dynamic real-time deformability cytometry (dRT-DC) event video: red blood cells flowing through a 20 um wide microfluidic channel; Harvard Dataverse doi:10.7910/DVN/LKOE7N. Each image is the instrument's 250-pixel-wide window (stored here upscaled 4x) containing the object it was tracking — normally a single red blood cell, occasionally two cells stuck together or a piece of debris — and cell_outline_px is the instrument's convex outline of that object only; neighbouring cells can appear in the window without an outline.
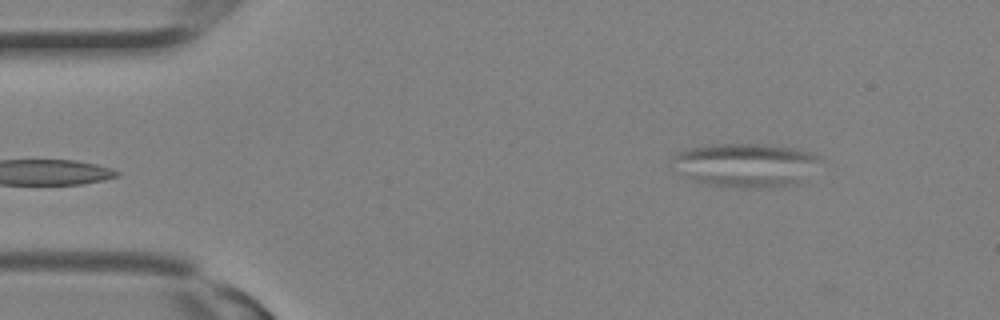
{"species": "Egyptian fruit bat (a non-hibernating species)", "species_latin": "Rousettus aegyptiacus", "temperature_condition": "room temperature", "stored_images_in_passage": 28, "camera_frame_rate_fps": 3000, "um_per_image_px": 0.085, "animal": {"sex": "female"}, "frame": {"image": 1, "passage_image": 1, "time_ms": 0.0, "image_size_px": [1000, 320], "cell_outline_px": [[820, 156], [800, 184], [776, 188], [724, 188], [704, 184], [692, 180], [684, 176], [668, 164], [668, 160], [676, 152], [688, 148], [716, 144], [768, 144], [792, 148], [808, 152]], "centroid_in_image_um": [63.24, 14.06], "position_along_channel_um": 21.8, "area_um2": 38.38}}
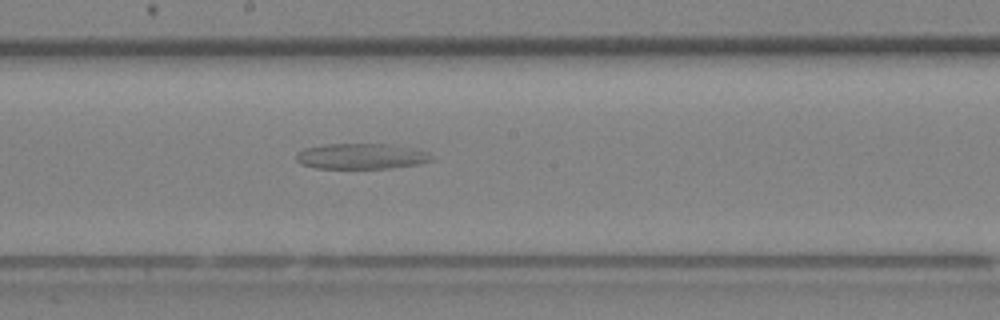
{"frame": {"image": 2, "passage_image": 14, "time_ms": 4.333, "image_size_px": [1000, 320], "cell_outline_px": [[436, 160], [420, 164], [392, 168], [316, 168], [300, 164], [296, 160], [296, 152], [304, 148], [324, 144], [388, 144], [416, 148], [428, 152]], "centroid_in_image_um": [30.74, 13.28], "position_along_channel_um": 217.5, "area_um2": 20.52}}
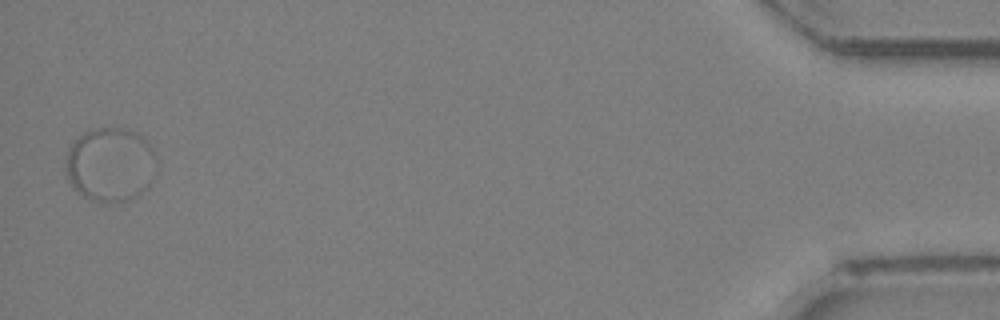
{"frame": {"image": 3, "passage_image": 28, "time_ms": 9.0, "image_size_px": [1000, 320], "cell_outline_px": [[156, 160], [148, 184], [136, 196], [124, 200], [92, 200], [80, 196], [72, 188], [64, 172], [64, 164], [68, 152], [72, 144], [84, 132], [92, 128], [124, 128], [136, 132], [144, 136], [156, 152]], "centroid_in_image_um": [9.33, 13.94], "position_along_channel_um": 425.9, "area_um2": 39.07}}